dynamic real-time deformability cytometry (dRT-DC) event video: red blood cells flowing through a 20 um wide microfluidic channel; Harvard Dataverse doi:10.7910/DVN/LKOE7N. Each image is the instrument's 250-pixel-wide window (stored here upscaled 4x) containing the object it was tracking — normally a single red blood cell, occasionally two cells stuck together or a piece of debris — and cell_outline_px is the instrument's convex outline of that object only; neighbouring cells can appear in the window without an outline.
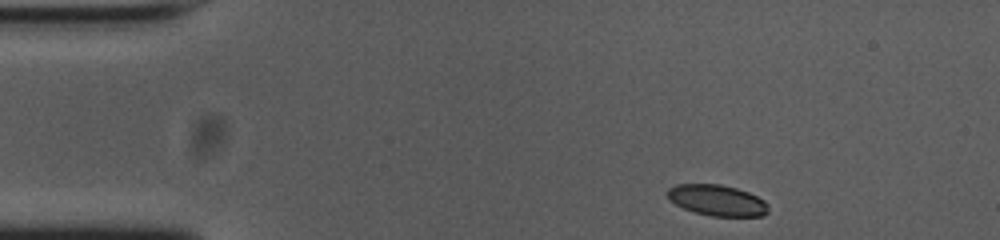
{"species": "common noctule bat (a hibernating species)", "species_latin": "Nyctalus noctula", "temperature_condition": "cold", "stored_images_in_passage": 48, "camera_frame_rate_fps": 3000, "um_per_image_px": 0.085, "animal": {"sex": "female", "body_mass_g": 23.0, "forearm_length_mm": 53.4}, "frame": {"image": 1, "passage_image": 1, "time_ms": 0.0, "image_size_px": [1000, 240], "cell_outline_px": [[768, 212], [764, 216], [712, 216], [696, 212], [684, 208], [668, 200], [668, 188], [676, 184], [720, 184], [736, 188], [748, 192], [764, 200], [768, 204]], "centroid_in_image_um": [60.97, 17.02], "position_along_channel_um": 24.0, "area_um2": 18.15}}
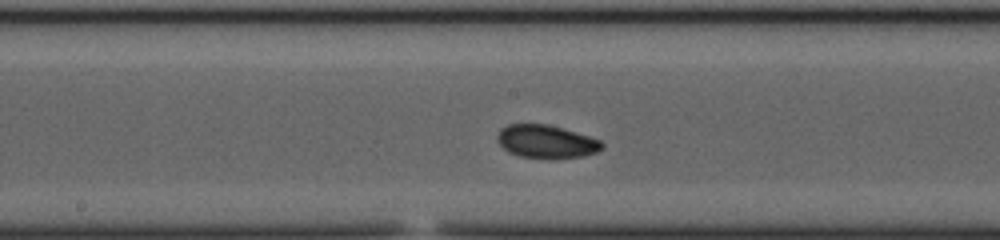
{"frame": {"image": 2, "passage_image": 21, "time_ms": 6.667, "image_size_px": [1000, 240], "cell_outline_px": [[604, 148], [596, 152], [584, 156], [556, 160], [520, 156], [508, 152], [496, 140], [496, 136], [500, 128], [508, 124], [548, 124], [588, 136], [600, 140], [604, 144]], "centroid_in_image_um": [46.42, 12.05], "position_along_channel_um": 201.8, "area_um2": 20.52}}
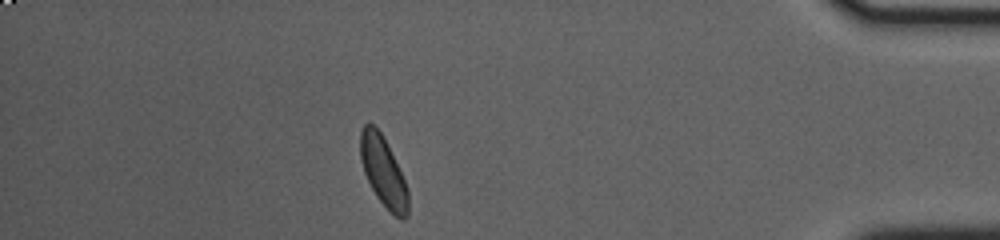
{"frame": {"image": 3, "passage_image": 41, "time_ms": 13.333, "image_size_px": [1000, 240], "cell_outline_px": [[408, 216], [404, 220], [400, 220], [376, 196], [364, 172], [360, 160], [360, 132], [364, 124], [372, 124], [380, 132], [408, 188]], "centroid_in_image_um": [32.57, 14.61], "position_along_channel_um": 402.6, "area_um2": 18.84}, "authors_computed_cell_mechanics": {"area_um2": 19.7098, "velocity_mm_per_s": 3.7215, "shape_relaxation_time_tau1_ms": 4.5265, "shape_relaxation_time_tau2_ms": 2.4663, "deformation_change_tau1": 0.1114, "deformation_change_tau2": 0.0638}}